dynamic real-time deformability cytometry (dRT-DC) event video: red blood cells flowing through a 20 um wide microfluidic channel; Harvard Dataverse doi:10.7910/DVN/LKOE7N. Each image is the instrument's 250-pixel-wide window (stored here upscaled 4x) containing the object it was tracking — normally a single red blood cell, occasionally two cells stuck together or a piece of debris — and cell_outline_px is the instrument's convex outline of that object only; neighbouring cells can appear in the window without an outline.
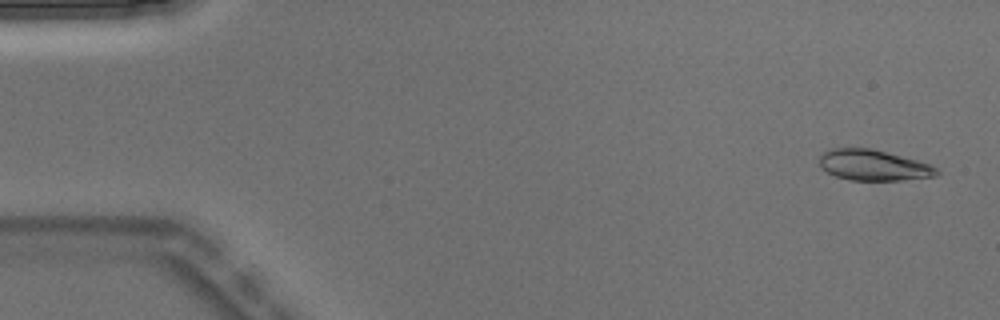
{"species": "Egyptian fruit bat (a non-hibernating species)", "species_latin": "Rousettus aegyptiacus", "temperature_condition": "warm", "stored_images_in_passage": 3, "camera_frame_rate_fps": 3000, "um_per_image_px": 0.085, "animal": {"sex": "male"}, "frame": {"image": 1, "passage_image": 1, "time_ms": 0.0, "image_size_px": [1000, 320], "cell_outline_px": [[940, 172], [936, 176], [900, 180], [848, 180], [836, 176], [820, 168], [820, 156], [824, 152], [832, 148], [872, 148], [932, 164]], "centroid_in_image_um": [74.25, 14.04], "position_along_channel_um": 10.8, "area_um2": 21.04}}